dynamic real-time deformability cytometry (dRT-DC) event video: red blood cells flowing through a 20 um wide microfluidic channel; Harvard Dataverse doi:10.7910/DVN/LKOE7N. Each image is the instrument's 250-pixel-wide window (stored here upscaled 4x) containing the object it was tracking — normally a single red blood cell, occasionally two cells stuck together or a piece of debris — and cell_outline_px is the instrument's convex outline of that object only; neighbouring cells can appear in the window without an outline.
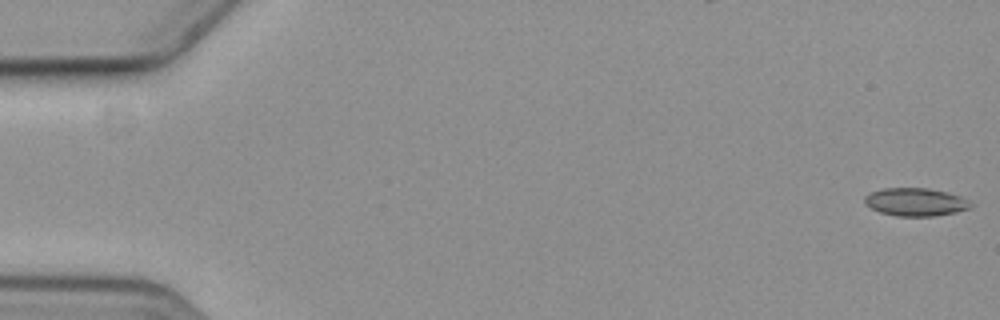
{"species": "common noctule bat (a hibernating species)", "species_latin": "Nyctalus noctula", "temperature_condition": "cold", "stored_images_in_passage": 5, "camera_frame_rate_fps": 3000, "um_per_image_px": 0.085, "animal": {"sex": "female", "body_mass_g": 19.3, "forearm_length_mm": 54.1}, "frame": {"image": 1, "passage_image": 1, "time_ms": 0.0, "image_size_px": [1000, 320], "cell_outline_px": [[972, 204], [968, 208], [956, 212], [932, 216], [896, 216], [880, 212], [864, 204], [864, 196], [868, 192], [880, 188], [928, 188], [960, 196], [968, 200]], "centroid_in_image_um": [77.75, 17.16], "position_along_channel_um": 7.3, "area_um2": 17.28}}
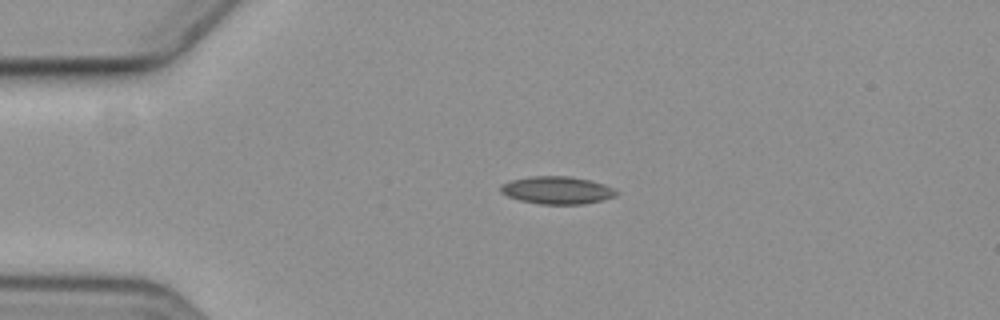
{"frame": {"image": 2, "passage_image": 4, "time_ms": 4.333, "image_size_px": [1000, 320], "cell_outline_px": [[620, 192], [612, 196], [600, 200], [584, 204], [540, 204], [520, 200], [508, 196], [500, 192], [500, 184], [512, 180], [532, 176], [572, 176], [604, 184], [616, 188]], "centroid_in_image_um": [47.34, 16.16], "position_along_channel_um": 37.7, "area_um2": 18.55}}